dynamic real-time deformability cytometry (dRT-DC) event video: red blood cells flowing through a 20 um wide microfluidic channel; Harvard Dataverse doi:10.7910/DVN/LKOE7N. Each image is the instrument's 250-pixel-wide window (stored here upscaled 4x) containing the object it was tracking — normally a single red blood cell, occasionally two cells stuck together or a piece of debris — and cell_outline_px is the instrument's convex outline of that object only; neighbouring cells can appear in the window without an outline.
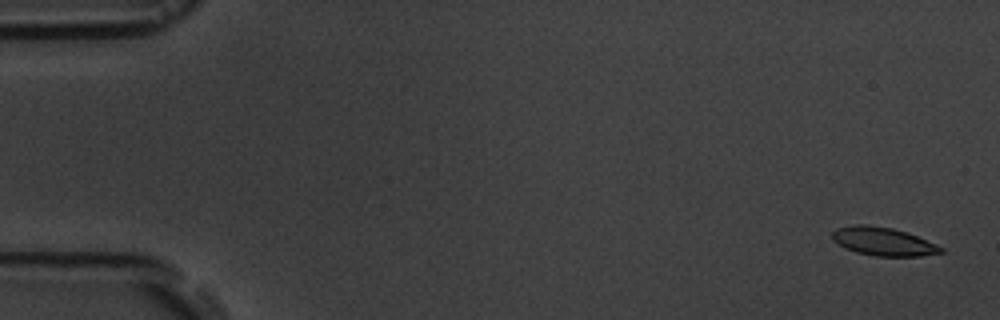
{"species": "common noctule bat (a hibernating species)", "species_latin": "Nyctalus noctula", "temperature_condition": "room temperature", "stored_images_in_passage": 6, "camera_frame_rate_fps": 3000, "um_per_image_px": 0.085, "animal": {"sex": "male", "body_mass_g": 19.5, "forearm_length_mm": 54.6}, "frame": {"image": 1, "passage_image": 1, "time_ms": 0.0, "image_size_px": [1000, 320], "cell_outline_px": [[944, 252], [920, 256], [876, 256], [856, 252], [844, 248], [832, 240], [832, 232], [836, 228], [856, 224], [868, 224], [892, 228], [916, 236], [936, 244], [944, 248]], "centroid_in_image_um": [75.04, 20.52], "position_along_channel_um": 10.0, "area_um2": 17.92}}